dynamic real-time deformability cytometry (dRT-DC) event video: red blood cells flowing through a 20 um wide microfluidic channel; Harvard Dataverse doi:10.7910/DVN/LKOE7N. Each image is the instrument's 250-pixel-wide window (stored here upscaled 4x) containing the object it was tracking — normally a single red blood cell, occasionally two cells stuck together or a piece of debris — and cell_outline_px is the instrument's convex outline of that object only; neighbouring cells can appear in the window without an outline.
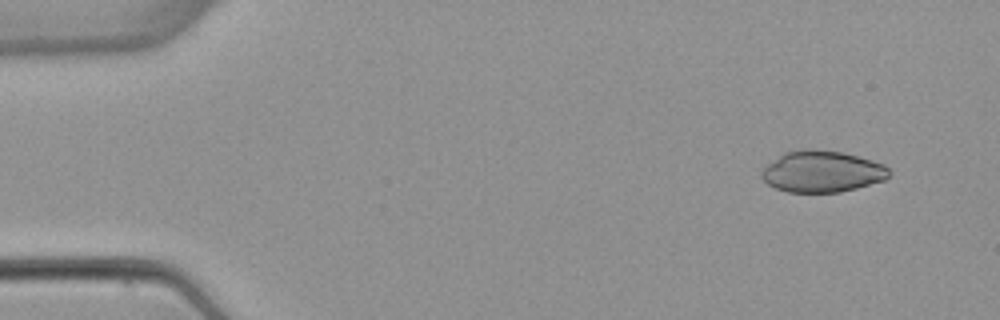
{"species": "common noctule bat (a hibernating species)", "species_latin": "Nyctalus noctula", "temperature_condition": "warm", "stored_images_in_passage": 4, "camera_frame_rate_fps": 3000, "um_per_image_px": 0.085, "animal": {"sex": "female", "body_mass_g": 22.7, "forearm_length_mm": 54.2}, "frame": {"image": 1, "passage_image": 1, "time_ms": 0.0, "image_size_px": [1000, 320], "cell_outline_px": [[892, 172], [884, 180], [856, 188], [840, 192], [788, 192], [776, 188], [768, 184], [760, 176], [760, 172], [768, 164], [784, 152], [800, 148], [808, 148], [844, 152], [872, 160], [884, 164]], "centroid_in_image_um": [69.87, 14.56], "position_along_channel_um": 15.1, "area_um2": 30.92}}
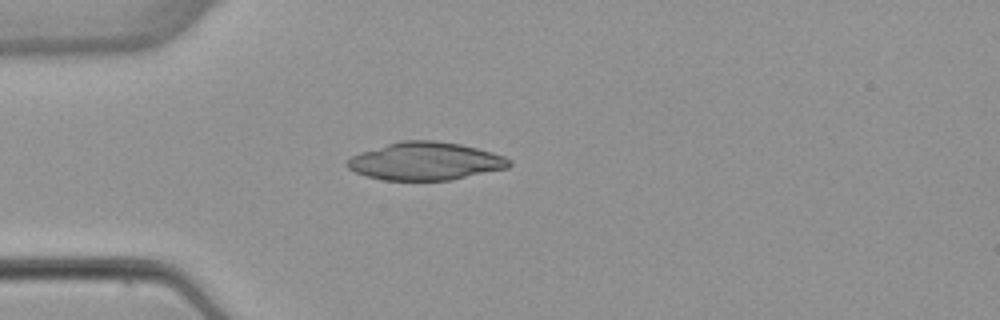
{"frame": {"image": 2, "passage_image": 3, "time_ms": 3.333, "image_size_px": [1000, 320], "cell_outline_px": [[512, 164], [508, 168], [452, 180], [384, 180], [368, 176], [356, 172], [348, 168], [344, 164], [352, 156], [360, 152], [400, 140], [432, 140], [460, 144], [492, 152], [504, 156], [512, 160]], "centroid_in_image_um": [36.18, 13.7], "position_along_channel_um": 48.8, "area_um2": 35.78}}